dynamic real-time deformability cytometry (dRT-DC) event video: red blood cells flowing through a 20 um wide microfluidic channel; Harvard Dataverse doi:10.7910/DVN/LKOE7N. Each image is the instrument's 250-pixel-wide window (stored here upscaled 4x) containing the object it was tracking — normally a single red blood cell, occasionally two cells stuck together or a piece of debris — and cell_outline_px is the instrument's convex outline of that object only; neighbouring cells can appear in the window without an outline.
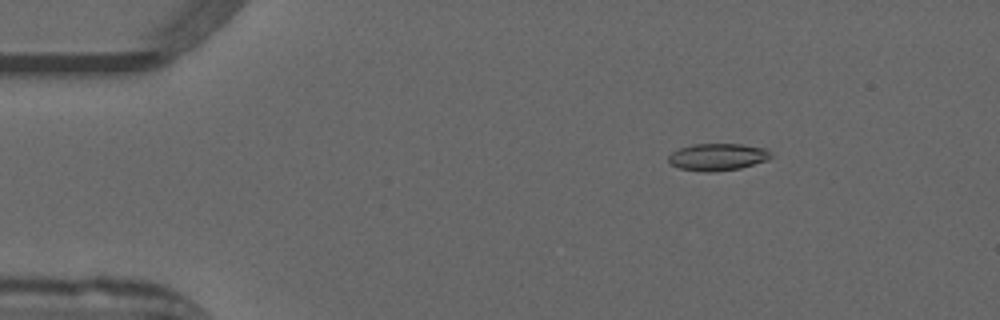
{"species": "common noctule bat (a hibernating species)", "species_latin": "Nyctalus noctula", "temperature_condition": "warm", "stored_images_in_passage": 52, "camera_frame_rate_fps": 3000, "um_per_image_px": 0.085, "animal": {"sex": "male", "forearm_length_mm": 52.5}, "frame": {"image": 1, "passage_image": 8, "time_ms": 2.333, "image_size_px": [1000, 320], "cell_outline_px": [[772, 156], [768, 160], [740, 168], [712, 172], [704, 172], [680, 168], [672, 164], [668, 160], [668, 156], [672, 152], [680, 148], [692, 144], [740, 144], [768, 148], [772, 152]], "centroid_in_image_um": [61.04, 13.33], "position_along_channel_um": 24.0, "area_um2": 16.24}}
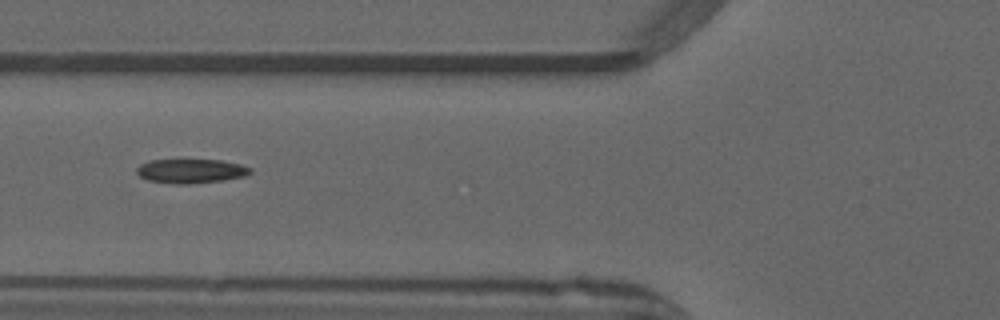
{"frame": {"image": 2, "passage_image": 20, "time_ms": 6.333, "image_size_px": [1000, 320], "cell_outline_px": [[252, 172], [248, 176], [224, 180], [188, 184], [172, 184], [148, 180], [140, 176], [136, 172], [136, 168], [140, 164], [148, 160], [220, 160], [240, 164], [252, 168]], "centroid_in_image_um": [16.24, 14.54], "position_along_channel_um": 109.6, "area_um2": 16.18}}
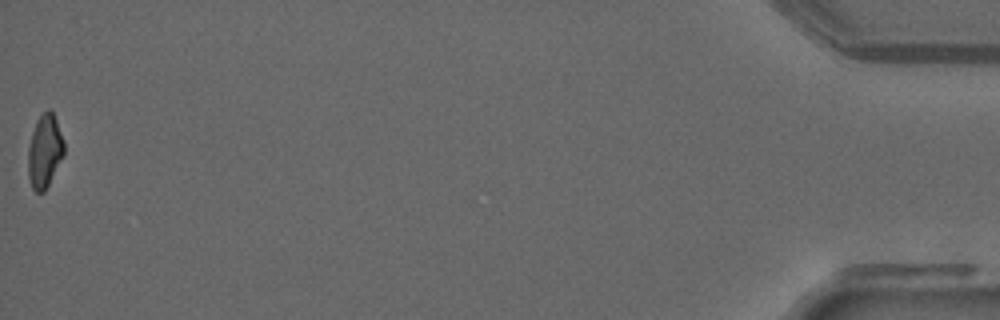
{"frame": {"image": 3, "passage_image": 52, "time_ms": 17.0, "image_size_px": [1000, 320], "cell_outline_px": [[64, 156], [44, 192], [36, 192], [32, 188], [28, 176], [28, 148], [32, 132], [36, 120], [48, 108], [52, 112], [56, 120], [64, 140]], "centroid_in_image_um": [3.8, 12.86], "position_along_channel_um": 431.4, "area_um2": 15.37}, "authors_computed_cell_mechanics": {"area_um2": 16.0684, "velocity_mm_per_s": 3.9858, "shape_relaxation_time_tau1_ms": null, "shape_relaxation_time_tau2_ms": 2.6879, "deformation_change_tau1": null, "deformation_change_tau2": 0.0883}}